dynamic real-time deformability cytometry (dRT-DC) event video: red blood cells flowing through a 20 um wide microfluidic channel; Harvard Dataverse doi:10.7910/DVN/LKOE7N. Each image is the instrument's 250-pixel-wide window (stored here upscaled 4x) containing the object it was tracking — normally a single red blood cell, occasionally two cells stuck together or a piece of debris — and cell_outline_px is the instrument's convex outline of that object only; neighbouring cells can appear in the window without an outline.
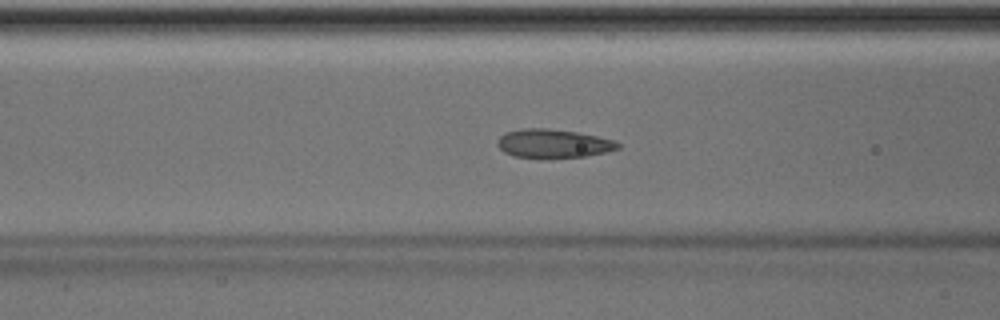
{"species": "Egyptian fruit bat (a non-hibernating species)", "species_latin": "Rousettus aegyptiacus", "temperature_condition": "room temperature", "stored_images_in_passage": 49, "camera_frame_rate_fps": 3000, "um_per_image_px": 0.085, "animal": {"sex": "male"}, "frame": {"image": 1, "passage_image": 19, "time_ms": 6.0, "image_size_px": [1000, 320], "cell_outline_px": [[620, 148], [604, 152], [584, 156], [516, 156], [504, 152], [496, 144], [496, 140], [504, 132], [520, 128], [548, 128], [576, 132], [596, 136], [612, 140], [620, 144]], "centroid_in_image_um": [46.97, 12.16], "position_along_channel_um": 119.6, "area_um2": 19.54}}
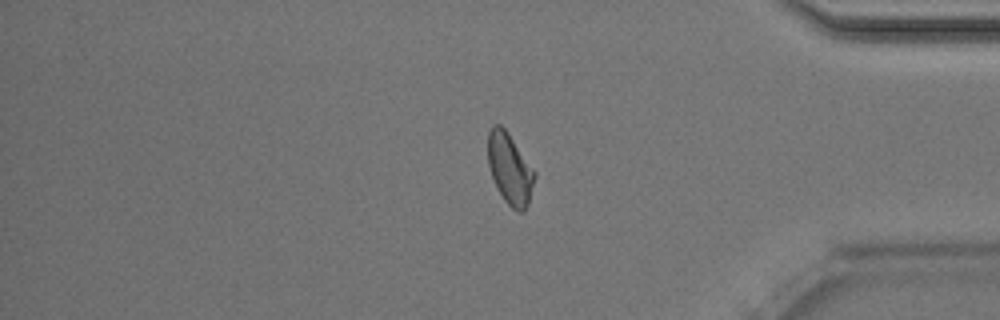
{"frame": {"image": 2, "passage_image": 41, "time_ms": 13.333, "image_size_px": [1000, 320], "cell_outline_px": [[536, 176], [528, 204], [524, 212], [516, 212], [504, 200], [496, 188], [488, 164], [488, 132], [492, 124], [500, 124], [508, 132], [536, 172]], "centroid_in_image_um": [43.34, 14.35], "position_along_channel_um": 391.9, "area_um2": 19.48}}
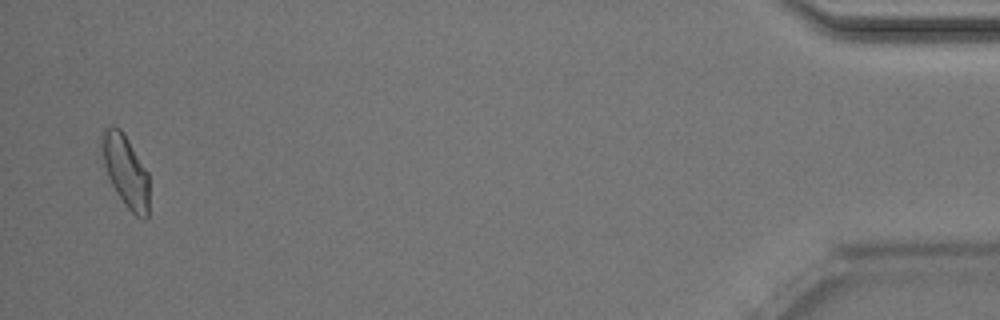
{"frame": {"image": 3, "passage_image": 48, "time_ms": 15.667, "image_size_px": [1000, 320], "cell_outline_px": [[148, 216], [144, 220], [136, 216], [124, 204], [112, 184], [108, 176], [104, 164], [100, 136], [100, 132], [104, 128], [120, 128], [128, 140], [148, 172]], "centroid_in_image_um": [10.68, 14.54], "position_along_channel_um": 424.5, "area_um2": 19.54}, "authors_computed_cell_mechanics": {"area_um2": 19.8254, "velocity_mm_per_s": 4.0133, "shape_relaxation_time_tau1_ms": 2.8177, "shape_relaxation_time_tau2_ms": 1.6902, "deformation_change_tau1": 0.0974, "deformation_change_tau2": 0.0675}}